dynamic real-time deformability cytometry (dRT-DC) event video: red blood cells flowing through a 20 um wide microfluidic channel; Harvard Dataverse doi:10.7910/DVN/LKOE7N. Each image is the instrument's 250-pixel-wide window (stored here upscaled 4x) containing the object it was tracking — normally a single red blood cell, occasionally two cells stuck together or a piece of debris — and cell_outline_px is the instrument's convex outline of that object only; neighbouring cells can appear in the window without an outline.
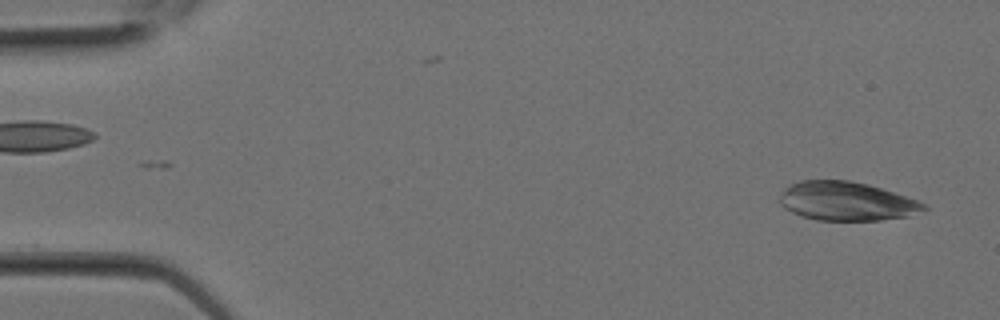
{"species": "Egyptian fruit bat (a non-hibernating species)", "species_latin": "Rousettus aegyptiacus", "temperature_condition": "room temperature", "stored_images_in_passage": 11, "camera_frame_rate_fps": 3000, "um_per_image_px": 0.085, "animal": {"sex": "female"}, "frame": {"image": 1, "passage_image": 2, "time_ms": 0.333, "image_size_px": [1000, 320], "cell_outline_px": [[928, 208], [924, 212], [908, 216], [880, 220], [816, 220], [800, 216], [784, 208], [780, 204], [780, 196], [784, 188], [800, 180], [848, 180], [868, 184], [916, 200], [924, 204]], "centroid_in_image_um": [71.94, 17.11], "position_along_channel_um": 13.1, "area_um2": 32.54}}
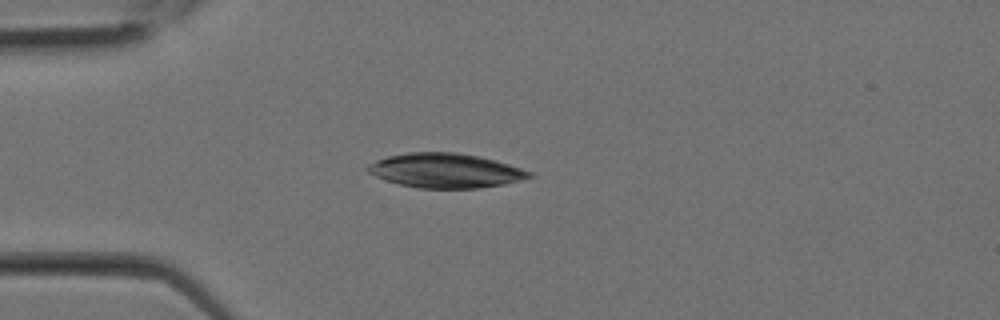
{"frame": {"image": 2, "passage_image": 7, "time_ms": 2.0, "image_size_px": [1000, 320], "cell_outline_px": [[536, 176], [504, 184], [480, 188], [420, 188], [400, 184], [376, 176], [368, 172], [364, 168], [368, 164], [376, 160], [388, 156], [408, 152], [456, 152], [480, 156], [508, 164], [532, 172]], "centroid_in_image_um": [37.87, 14.49], "position_along_channel_um": 47.1, "area_um2": 32.37}}
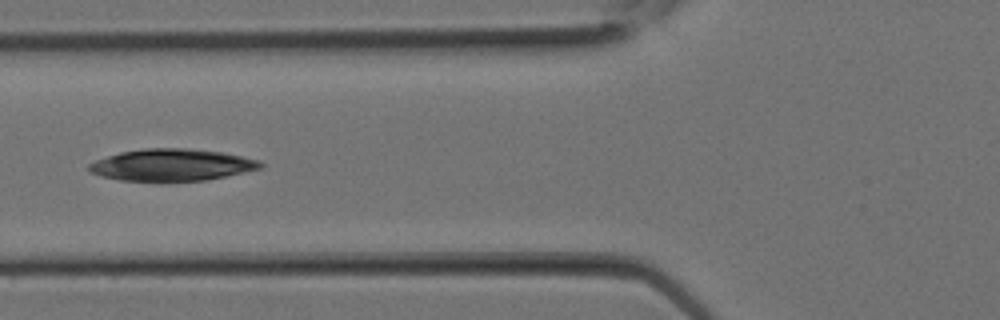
{"frame": {"image": 3, "passage_image": 10, "time_ms": 3.0, "image_size_px": [1000, 320], "cell_outline_px": [[264, 164], [260, 168], [244, 172], [204, 180], [160, 184], [120, 180], [100, 176], [92, 172], [88, 168], [88, 164], [96, 160], [120, 152], [144, 148], [188, 148], [220, 152], [260, 160]], "centroid_in_image_um": [14.55, 14.05], "position_along_channel_um": 111.2, "area_um2": 32.54}}